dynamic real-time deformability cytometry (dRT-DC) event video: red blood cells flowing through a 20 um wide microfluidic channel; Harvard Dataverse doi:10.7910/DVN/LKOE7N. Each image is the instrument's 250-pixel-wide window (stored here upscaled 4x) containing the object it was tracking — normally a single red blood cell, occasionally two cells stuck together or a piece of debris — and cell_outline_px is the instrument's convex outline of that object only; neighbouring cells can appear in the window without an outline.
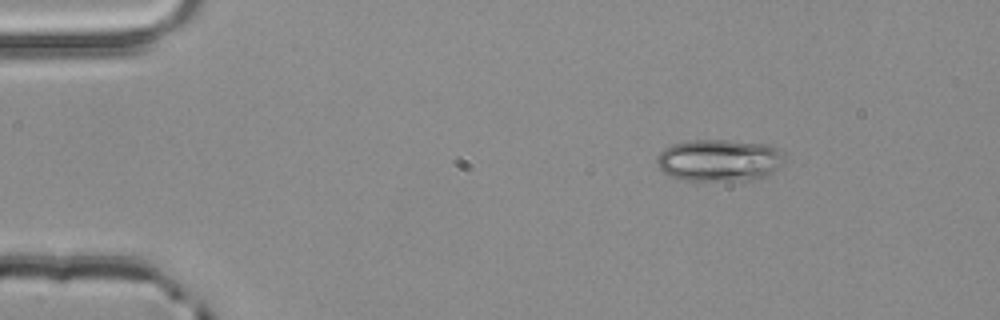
{"species": "common noctule bat (a hibernating species)", "species_latin": "Nyctalus noctula", "temperature_condition": "room temperature", "stored_images_in_passage": 2, "camera_frame_rate_fps": 3000, "um_per_image_px": 0.085, "animal": {"sex": "male", "body_mass_g": 20.4}, "frame": {"image": 1, "passage_image": 1, "time_ms": 0.0, "image_size_px": [1000, 320], "cell_outline_px": [[784, 156], [780, 164], [776, 168], [764, 176], [756, 180], [684, 180], [668, 176], [656, 164], [656, 156], [664, 148], [672, 144], [688, 140], [728, 140], [772, 144]], "centroid_in_image_um": [61.08, 13.61], "position_along_channel_um": 23.9, "area_um2": 31.33}}